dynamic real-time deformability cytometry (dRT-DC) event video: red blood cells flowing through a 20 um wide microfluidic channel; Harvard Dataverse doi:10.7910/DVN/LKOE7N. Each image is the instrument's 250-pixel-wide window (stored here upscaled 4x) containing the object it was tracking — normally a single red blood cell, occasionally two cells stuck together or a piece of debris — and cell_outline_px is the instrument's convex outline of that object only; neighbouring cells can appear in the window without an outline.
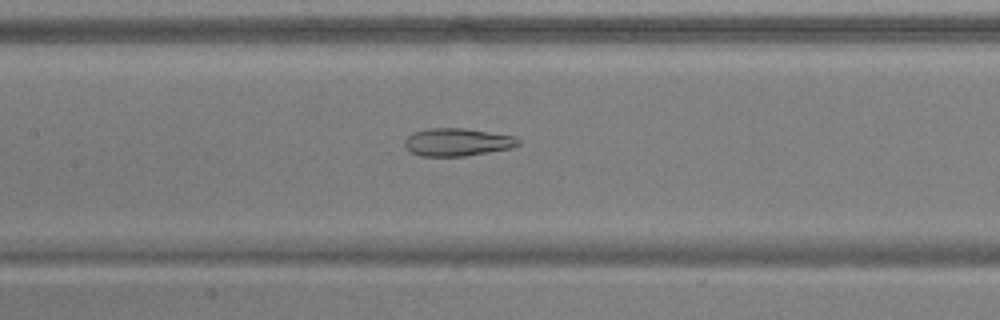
{"species": "common noctule bat (a hibernating species)", "species_latin": "Nyctalus noctula", "temperature_condition": "warm", "stored_images_in_passage": 52, "camera_frame_rate_fps": 3000, "um_per_image_px": 0.085, "animal": {"sex": "male", "body_mass_g": 17.9, "forearm_length_mm": 54.2}, "frame": {"image": 1, "passage_image": 25, "time_ms": 8.0, "image_size_px": [1000, 320], "cell_outline_px": [[520, 144], [512, 148], [464, 156], [420, 156], [412, 152], [404, 144], [404, 140], [412, 132], [428, 128], [464, 128], [516, 136], [520, 140]], "centroid_in_image_um": [38.89, 12.07], "position_along_channel_um": 168.5, "area_um2": 18.44}}
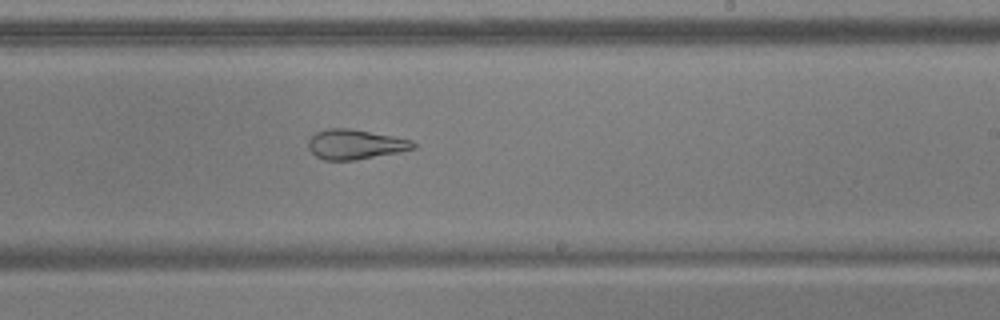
{"frame": {"image": 2, "passage_image": 32, "time_ms": 10.333, "image_size_px": [1000, 320], "cell_outline_px": [[416, 148], [400, 152], [356, 160], [324, 160], [316, 156], [308, 148], [308, 140], [316, 132], [328, 128], [348, 128], [392, 136], [412, 140], [416, 144]], "centroid_in_image_um": [30.19, 12.28], "position_along_channel_um": 258.8, "area_um2": 18.21}}
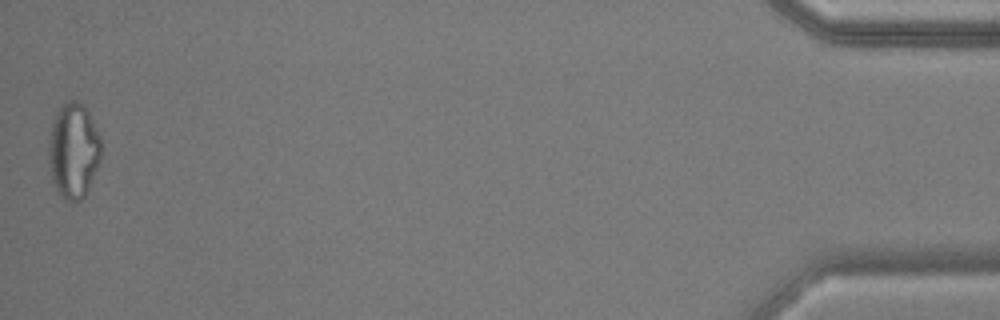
{"frame": {"image": 3, "passage_image": 52, "time_ms": 17.0, "image_size_px": [1000, 320], "cell_outline_px": [[104, 148], [100, 160], [88, 192], [80, 200], [72, 204], [64, 200], [56, 192], [52, 180], [48, 164], [48, 140], [52, 120], [56, 112], [68, 100], [76, 100], [84, 104], [104, 140]], "centroid_in_image_um": [6.27, 12.83], "position_along_channel_um": 428.9, "area_um2": 30.46}, "authors_computed_cell_mechanics": {"area_um2": 24.5072, "velocity_mm_per_s": 3.8798, "shape_relaxation_time_tau1_ms": null, "shape_relaxation_time_tau2_ms": 2.0877, "deformation_change_tau1": null, "deformation_change_tau2": 0.1103}}